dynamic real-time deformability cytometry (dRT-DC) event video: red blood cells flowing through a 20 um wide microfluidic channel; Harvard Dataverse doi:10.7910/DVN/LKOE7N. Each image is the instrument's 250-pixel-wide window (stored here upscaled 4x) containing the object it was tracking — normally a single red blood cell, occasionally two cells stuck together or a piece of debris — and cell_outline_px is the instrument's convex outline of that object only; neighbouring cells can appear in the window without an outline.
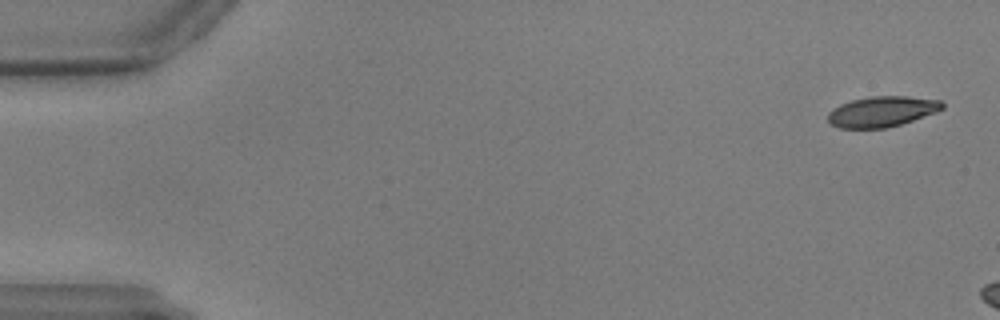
{"species": "common noctule bat (a hibernating species)", "species_latin": "Nyctalus noctula", "temperature_condition": "warm", "stored_images_in_passage": 8, "camera_frame_rate_fps": 3000, "um_per_image_px": 0.085, "animal": {"sex": "male", "body_mass_g": 17.9, "forearm_length_mm": 54.2}, "frame": {"image": 1, "passage_image": 2, "time_ms": 0.333, "image_size_px": [1000, 320], "cell_outline_px": [[944, 108], [936, 112], [900, 124], [884, 128], [840, 128], [832, 124], [828, 120], [828, 112], [840, 104], [852, 100], [872, 96], [908, 96], [940, 100], [944, 104]], "centroid_in_image_um": [74.97, 9.47], "position_along_channel_um": 10.0, "area_um2": 20.17}}